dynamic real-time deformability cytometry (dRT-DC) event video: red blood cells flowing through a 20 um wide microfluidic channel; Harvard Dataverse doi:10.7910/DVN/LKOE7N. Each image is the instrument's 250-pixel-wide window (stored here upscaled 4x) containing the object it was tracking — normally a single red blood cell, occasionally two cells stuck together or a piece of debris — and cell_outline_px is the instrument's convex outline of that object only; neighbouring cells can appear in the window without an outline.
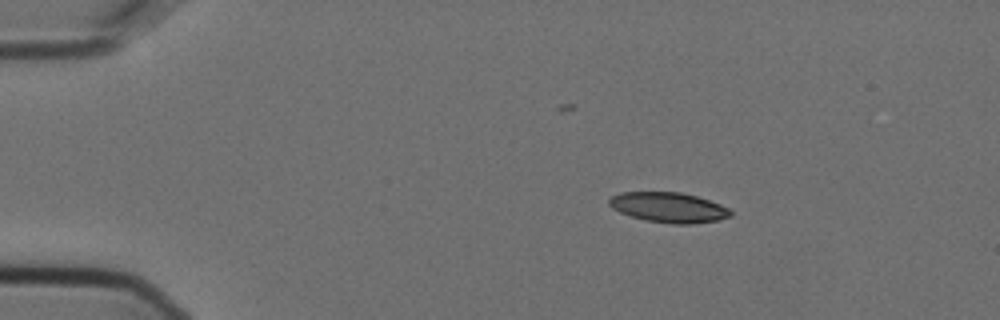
{"species": "Egyptian fruit bat (a non-hibernating species)", "species_latin": "Rousettus aegyptiacus", "temperature_condition": "cold", "stored_images_in_passage": 2, "camera_frame_rate_fps": 3000, "um_per_image_px": 0.085, "animal": {"sex": "female"}, "frame": {"image": 1, "passage_image": 1, "time_ms": 0.0, "image_size_px": [1000, 320], "cell_outline_px": [[732, 216], [720, 220], [692, 224], [672, 224], [648, 220], [632, 216], [620, 212], [612, 208], [608, 204], [608, 200], [612, 196], [620, 192], [680, 192], [696, 196], [720, 204], [728, 208], [732, 212]], "centroid_in_image_um": [56.85, 17.63], "position_along_channel_um": 28.1, "area_um2": 21.27}}